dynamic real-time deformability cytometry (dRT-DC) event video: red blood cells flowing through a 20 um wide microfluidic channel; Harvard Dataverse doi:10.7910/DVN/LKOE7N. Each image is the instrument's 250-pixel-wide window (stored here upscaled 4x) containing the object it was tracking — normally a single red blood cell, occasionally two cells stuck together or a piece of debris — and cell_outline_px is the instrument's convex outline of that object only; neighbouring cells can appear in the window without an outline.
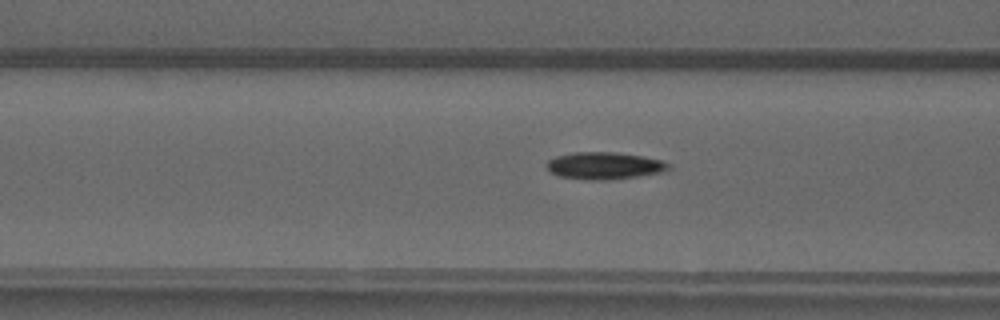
{"species": "common noctule bat (a hibernating species)", "species_latin": "Nyctalus noctula", "temperature_condition": "warm", "stored_images_in_passage": 38, "camera_frame_rate_fps": 3000, "um_per_image_px": 0.085, "animal": {"sex": "male", "forearm_length_mm": 52.5}, "frame": {"image": 1, "passage_image": 7, "time_ms": 2.0, "image_size_px": [1000, 320], "cell_outline_px": [[672, 168], [664, 172], [640, 176], [592, 180], [588, 180], [560, 176], [552, 172], [544, 164], [548, 160], [556, 156], [572, 152], [616, 152], [644, 156], [660, 160], [672, 164]], "centroid_in_image_um": [51.41, 14.07], "position_along_channel_um": 115.2, "area_um2": 19.31}}
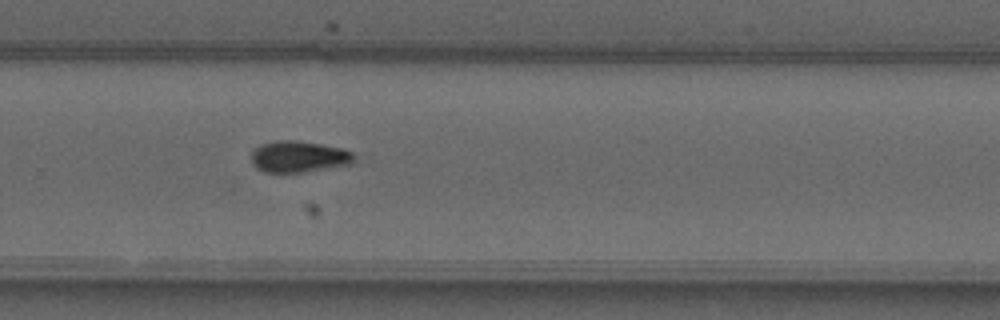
{"frame": {"image": 2, "passage_image": 21, "time_ms": 6.667, "image_size_px": [1000, 320], "cell_outline_px": [[352, 160], [348, 164], [300, 172], [264, 172], [256, 168], [252, 164], [252, 152], [260, 144], [280, 140], [296, 140], [344, 148], [352, 152]], "centroid_in_image_um": [25.33, 13.3], "position_along_channel_um": 304.5, "area_um2": 18.44}}
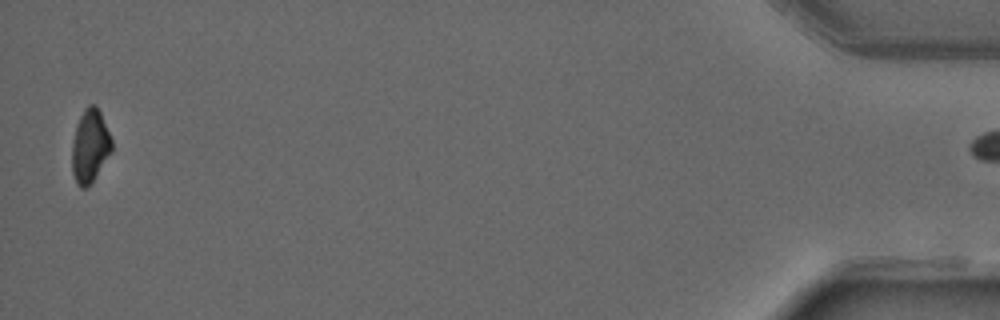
{"frame": {"image": 3, "passage_image": 37, "time_ms": 12.0, "image_size_px": [1000, 320], "cell_outline_px": [[112, 152], [88, 188], [80, 188], [76, 184], [72, 172], [72, 144], [76, 124], [84, 108], [88, 104], [96, 104], [100, 112], [112, 140]], "centroid_in_image_um": [7.64, 12.43], "position_along_channel_um": 427.6, "area_um2": 17.17}}